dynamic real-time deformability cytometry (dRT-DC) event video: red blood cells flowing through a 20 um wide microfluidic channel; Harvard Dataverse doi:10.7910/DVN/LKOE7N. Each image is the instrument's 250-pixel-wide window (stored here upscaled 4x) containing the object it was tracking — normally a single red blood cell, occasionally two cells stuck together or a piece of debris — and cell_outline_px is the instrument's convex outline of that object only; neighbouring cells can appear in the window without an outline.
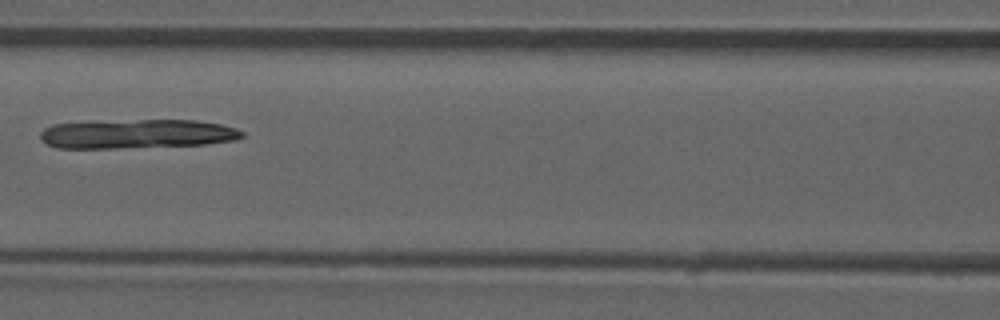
{"species": "common noctule bat (a hibernating species)", "species_latin": "Nyctalus noctula", "temperature_condition": "room temperature", "stored_images_in_passage": 8, "camera_frame_rate_fps": 3000, "um_per_image_px": 0.085, "animal": {"sex": "male", "forearm_length_mm": 52.5}, "frame": {"image": 1, "passage_image": 7, "time_ms": 7.667, "image_size_px": [1000, 320], "cell_outline_px": [[244, 136], [236, 140], [208, 144], [120, 148], [56, 148], [40, 140], [40, 132], [44, 128], [52, 124], [140, 120], [196, 120], [220, 124], [236, 128], [244, 132]], "centroid_in_image_um": [11.67, 11.39], "position_along_channel_um": 154.9, "area_um2": 34.22}}